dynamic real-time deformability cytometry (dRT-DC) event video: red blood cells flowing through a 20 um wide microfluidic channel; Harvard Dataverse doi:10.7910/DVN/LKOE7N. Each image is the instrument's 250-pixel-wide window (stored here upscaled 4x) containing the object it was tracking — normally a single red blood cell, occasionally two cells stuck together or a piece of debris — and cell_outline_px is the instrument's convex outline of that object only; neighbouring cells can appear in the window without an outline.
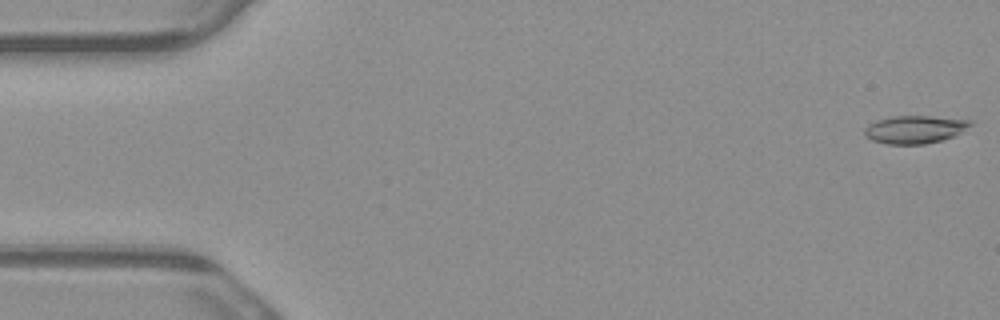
{"species": "common noctule bat (a hibernating species)", "species_latin": "Nyctalus noctula", "temperature_condition": "warm", "stored_images_in_passage": 5, "camera_frame_rate_fps": 3000, "um_per_image_px": 0.085, "animal": {"sex": "male", "body_mass_g": 23.1, "forearm_length_mm": 52.7}, "frame": {"image": 1, "passage_image": 1, "time_ms": 0.0, "image_size_px": [1000, 320], "cell_outline_px": [[972, 124], [960, 132], [944, 140], [924, 144], [884, 144], [872, 140], [864, 132], [864, 128], [868, 124], [876, 120], [892, 116], [928, 116], [972, 120]], "centroid_in_image_um": [77.73, 11.0], "position_along_channel_um": 7.3, "area_um2": 17.11}}
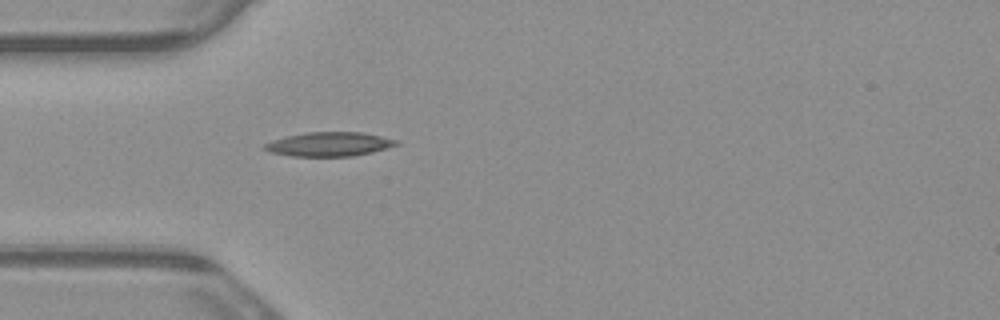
{"frame": {"image": 2, "passage_image": 5, "time_ms": 1.333, "image_size_px": [1000, 320], "cell_outline_px": [[400, 144], [372, 152], [352, 156], [292, 156], [272, 152], [264, 148], [264, 144], [272, 140], [304, 132], [364, 132], [400, 140]], "centroid_in_image_um": [28.04, 12.24], "position_along_channel_um": 57.0, "area_um2": 18.5}}